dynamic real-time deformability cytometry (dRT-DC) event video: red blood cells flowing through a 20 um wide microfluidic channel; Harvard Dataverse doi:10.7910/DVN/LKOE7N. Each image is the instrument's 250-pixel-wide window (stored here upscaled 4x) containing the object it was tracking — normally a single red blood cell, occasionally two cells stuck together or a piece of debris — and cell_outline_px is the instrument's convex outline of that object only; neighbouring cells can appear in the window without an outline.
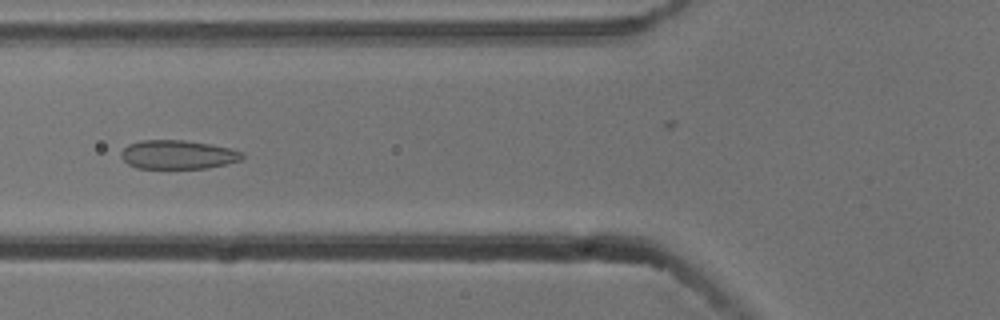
{"species": "common noctule bat (a hibernating species)", "species_latin": "Nyctalus noctula", "temperature_condition": "cold", "stored_images_in_passage": 57, "camera_frame_rate_fps": 3000, "um_per_image_px": 0.085, "animal": {"sex": "male", "body_mass_g": 13.3}, "frame": {"image": 1, "passage_image": 22, "time_ms": 7.0, "image_size_px": [1000, 320], "cell_outline_px": [[244, 156], [240, 160], [224, 164], [204, 168], [136, 168], [128, 164], [120, 156], [120, 152], [128, 144], [140, 140], [184, 140], [208, 144], [228, 148], [244, 152]], "centroid_in_image_um": [15.07, 13.14], "position_along_channel_um": 110.7, "area_um2": 20.23}}
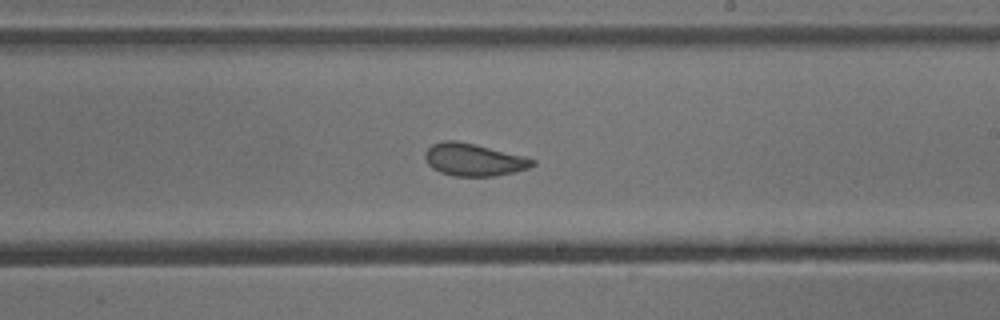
{"frame": {"image": 2, "passage_image": 33, "time_ms": 10.667, "image_size_px": [1000, 320], "cell_outline_px": [[536, 164], [528, 168], [512, 172], [492, 176], [456, 176], [440, 172], [432, 168], [428, 164], [424, 156], [424, 152], [432, 144], [444, 140], [456, 140], [476, 144], [524, 156], [536, 160]], "centroid_in_image_um": [40.25, 13.56], "position_along_channel_um": 248.8, "area_um2": 20.29}}
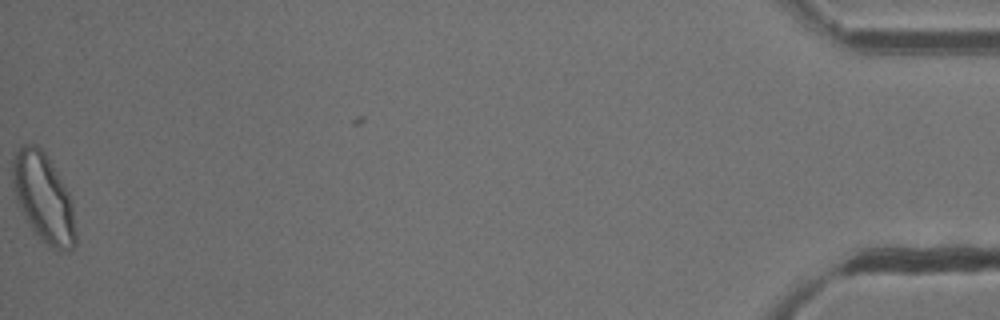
{"frame": {"image": 3, "passage_image": 56, "time_ms": 18.333, "image_size_px": [1000, 320], "cell_outline_px": [[76, 244], [68, 252], [60, 252], [52, 248], [28, 224], [16, 204], [12, 180], [12, 160], [16, 152], [24, 144], [32, 144], [40, 148], [44, 152], [68, 192], [72, 204], [76, 232]], "centroid_in_image_um": [3.68, 16.85], "position_along_channel_um": 431.5, "area_um2": 32.37}, "authors_computed_cell_mechanics": {"area_um2": 22.831, "velocity_mm_per_s": 3.7632, "shape_relaxation_time_tau1_ms": 7.022, "shape_relaxation_time_tau2_ms": 1.0404, "deformation_change_tau1": 0.1412, "deformation_change_tau2": 0.0738}}